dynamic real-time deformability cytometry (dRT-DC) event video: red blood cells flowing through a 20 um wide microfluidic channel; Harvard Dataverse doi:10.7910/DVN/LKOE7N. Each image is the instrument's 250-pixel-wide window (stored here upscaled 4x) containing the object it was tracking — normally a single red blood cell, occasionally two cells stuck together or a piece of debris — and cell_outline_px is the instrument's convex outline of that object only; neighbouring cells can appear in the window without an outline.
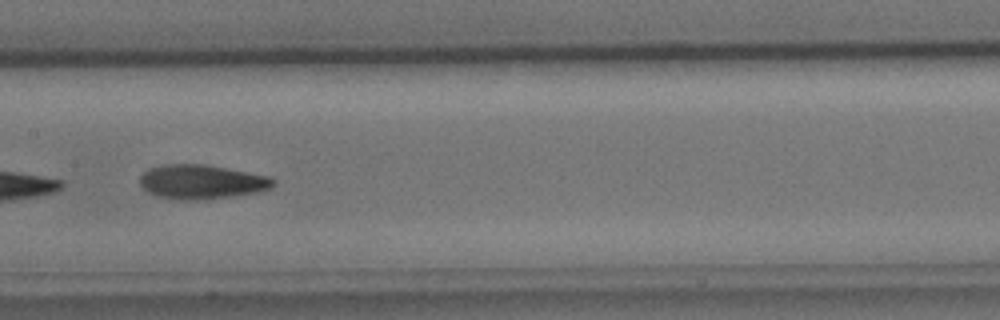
{"species": "common noctule bat (a hibernating species)", "species_latin": "Nyctalus noctula", "temperature_condition": "cold", "stored_images_in_passage": 14, "camera_frame_rate_fps": 3000, "um_per_image_px": 0.085, "animal": {"sex": "male", "body_mass_g": 15.6}, "frame": {"image": 1, "passage_image": 8, "time_ms": 9.0, "image_size_px": [1000, 320], "cell_outline_px": [[276, 184], [272, 188], [256, 192], [228, 196], [196, 200], [192, 200], [156, 196], [148, 192], [140, 184], [140, 176], [148, 168], [164, 164], [204, 164], [272, 176], [276, 180]], "centroid_in_image_um": [17.17, 15.43], "position_along_channel_um": 190.2, "area_um2": 26.53}}
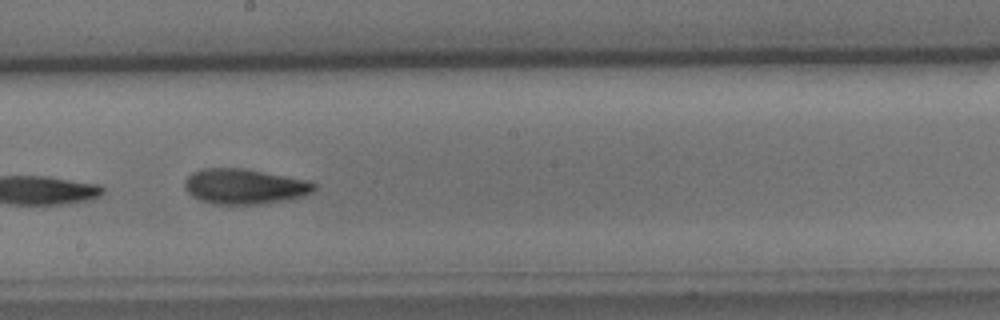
{"frame": {"image": 2, "passage_image": 9, "time_ms": 10.0, "image_size_px": [1000, 320], "cell_outline_px": [[316, 188], [312, 192], [304, 196], [288, 200], [260, 204], [212, 204], [200, 200], [192, 196], [184, 188], [184, 180], [192, 172], [200, 168], [244, 168], [308, 180], [316, 184]], "centroid_in_image_um": [20.77, 15.84], "position_along_channel_um": 227.4, "area_um2": 26.88}}
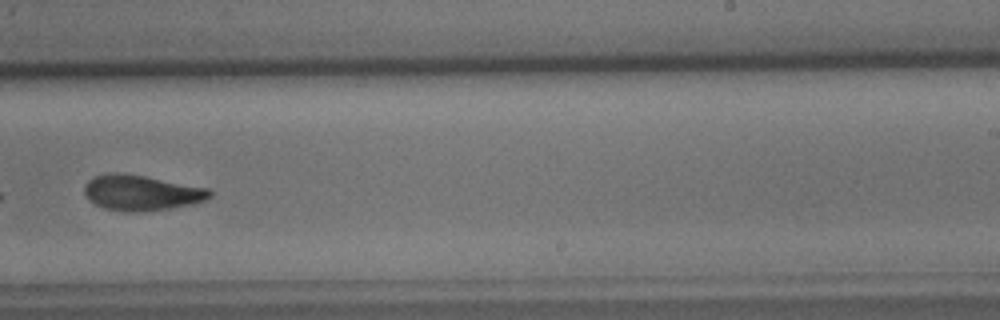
{"frame": {"image": 3, "passage_image": 10, "time_ms": 11.333, "image_size_px": [1000, 320], "cell_outline_px": [[212, 196], [204, 200], [192, 204], [172, 208], [136, 212], [128, 212], [104, 208], [88, 200], [84, 192], [84, 184], [92, 176], [108, 172], [120, 172], [144, 176], [208, 188], [212, 192]], "centroid_in_image_um": [11.97, 16.37], "position_along_channel_um": 277.0, "area_um2": 26.01}, "authors_computed_cell_mechanics": {"area_um2": 26.7036, "velocity_mm_per_s": 3.7347, "shape_relaxation_time_tau1_ms": 6.6191, "shape_relaxation_time_tau2_ms": 3.3374, "deformation_change_tau1": 0.1691, "deformation_change_tau2": 0.094}}